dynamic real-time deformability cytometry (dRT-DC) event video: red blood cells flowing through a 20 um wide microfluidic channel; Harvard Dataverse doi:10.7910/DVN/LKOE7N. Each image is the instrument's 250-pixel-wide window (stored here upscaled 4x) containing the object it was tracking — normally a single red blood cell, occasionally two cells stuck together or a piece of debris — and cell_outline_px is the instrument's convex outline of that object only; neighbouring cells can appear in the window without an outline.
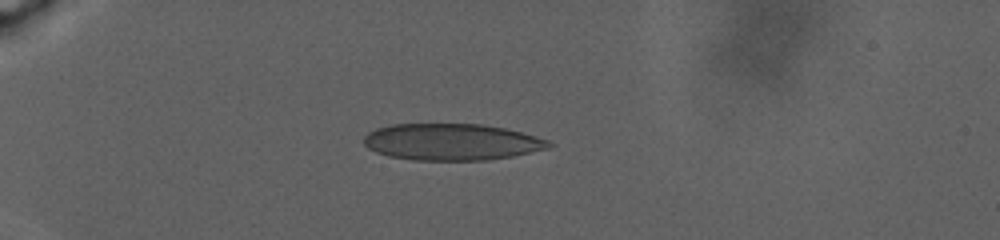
{"species": "human", "species_latin": "Homo sapiens", "temperature_condition": "warm", "stored_images_in_passage": 51, "camera_frame_rate_fps": 3000, "um_per_image_px": 0.085, "donor": {"sex": "male"}, "frame": {"image": 1, "passage_image": 1, "time_ms": 0.0, "image_size_px": [1000, 240], "cell_outline_px": [[556, 144], [548, 148], [512, 156], [488, 160], [412, 160], [388, 156], [376, 152], [368, 148], [364, 144], [364, 136], [368, 132], [376, 128], [392, 124], [484, 124], [504, 128], [536, 136], [548, 140]], "centroid_in_image_um": [38.38, 12.06], "position_along_channel_um": 46.6, "area_um2": 39.59}}
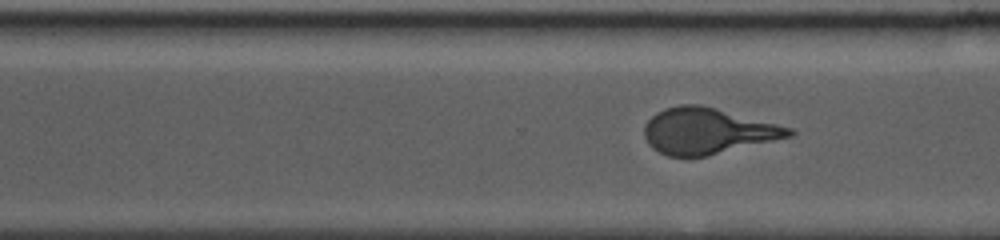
{"frame": {"image": 2, "passage_image": 26, "time_ms": 13.667, "image_size_px": [1000, 240], "cell_outline_px": [[796, 132], [792, 136], [708, 156], [668, 156], [652, 148], [648, 144], [644, 136], [644, 124], [656, 112], [664, 108], [680, 104], [700, 104], [716, 108], [792, 128]], "centroid_in_image_um": [60.11, 11.13], "position_along_channel_um": 310.5, "area_um2": 38.73}}
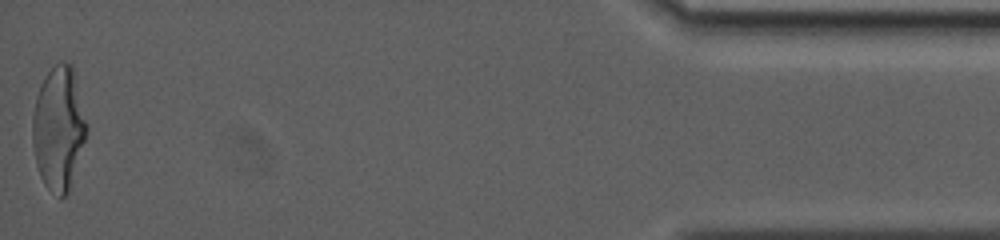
{"frame": {"image": 3, "passage_image": 51, "time_ms": 22.0, "image_size_px": [1000, 240], "cell_outline_px": [[88, 128], [68, 192], [60, 200], [44, 184], [40, 176], [36, 164], [32, 144], [32, 116], [36, 96], [40, 84], [48, 72], [60, 60], [64, 60], [72, 64], [76, 72], [88, 124]], "centroid_in_image_um": [4.99, 10.84], "position_along_channel_um": 430.2, "area_um2": 39.54}}